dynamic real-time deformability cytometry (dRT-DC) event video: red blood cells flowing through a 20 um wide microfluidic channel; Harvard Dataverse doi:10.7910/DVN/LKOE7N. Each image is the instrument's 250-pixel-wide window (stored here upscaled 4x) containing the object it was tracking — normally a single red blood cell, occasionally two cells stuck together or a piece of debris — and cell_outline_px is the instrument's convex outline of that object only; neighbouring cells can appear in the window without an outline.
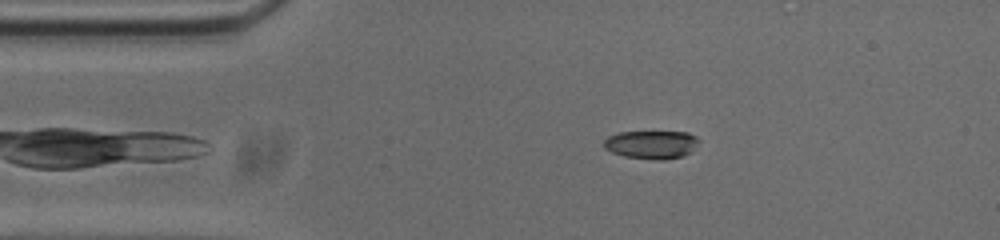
{"species": "common noctule bat (a hibernating species)", "species_latin": "Nyctalus noctula", "temperature_condition": "cold", "stored_images_in_passage": 53, "camera_frame_rate_fps": 3000, "um_per_image_px": 0.085, "animal": {"sex": "male", "body_mass_g": 20.0, "forearm_length_mm": 53.3}, "frame": {"image": 1, "passage_image": 9, "time_ms": 2.667, "image_size_px": [1000, 240], "cell_outline_px": [[700, 140], [684, 156], [664, 160], [660, 160], [624, 156], [612, 152], [604, 148], [604, 140], [608, 136], [620, 132], [688, 132], [696, 136]], "centroid_in_image_um": [55.36, 12.28], "position_along_channel_um": 29.6, "area_um2": 15.49}}
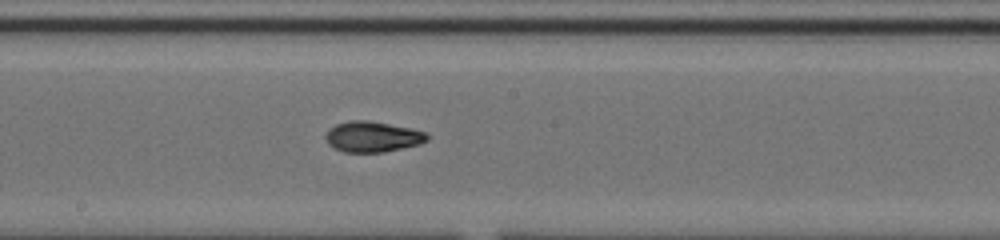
{"frame": {"image": 2, "passage_image": 27, "time_ms": 8.667, "image_size_px": [1000, 240], "cell_outline_px": [[428, 140], [420, 144], [384, 152], [344, 152], [328, 144], [324, 136], [328, 128], [336, 124], [348, 120], [368, 120], [412, 128], [424, 132], [428, 136]], "centroid_in_image_um": [31.64, 11.61], "position_along_channel_um": 216.6, "area_um2": 18.21}}
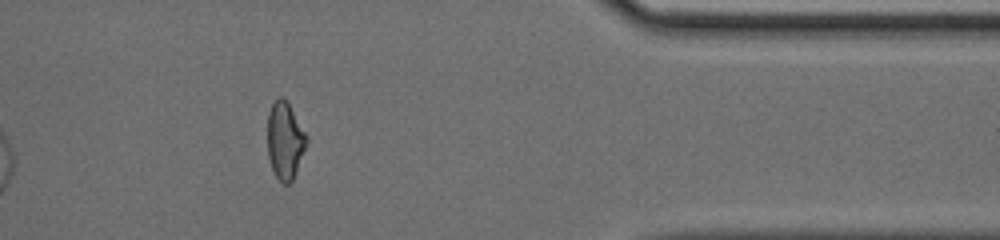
{"frame": {"image": 3, "passage_image": 43, "time_ms": 14.0, "image_size_px": [1000, 240], "cell_outline_px": [[308, 144], [296, 172], [292, 180], [288, 184], [284, 184], [276, 176], [272, 168], [268, 156], [268, 112], [272, 104], [280, 96], [284, 96], [308, 136]], "centroid_in_image_um": [24.24, 11.93], "position_along_channel_um": 387.2, "area_um2": 17.63}, "authors_computed_cell_mechanics": {"area_um2": 17.3978, "velocity_mm_per_s": 3.7355, "shape_relaxation_time_tau1_ms": 6.4459, "shape_relaxation_time_tau2_ms": 2.1949, "deformation_change_tau1": 0.2094, "deformation_change_tau2": 0.081}}